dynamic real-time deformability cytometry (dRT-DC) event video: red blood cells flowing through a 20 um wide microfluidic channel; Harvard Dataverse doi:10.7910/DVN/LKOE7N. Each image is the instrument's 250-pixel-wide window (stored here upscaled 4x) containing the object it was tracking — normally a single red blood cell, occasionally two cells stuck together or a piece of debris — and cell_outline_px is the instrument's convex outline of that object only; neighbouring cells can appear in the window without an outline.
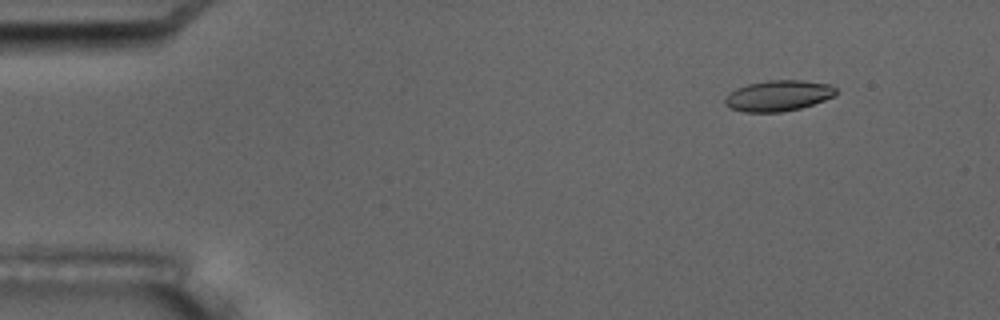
{"species": "common noctule bat (a hibernating species)", "species_latin": "Nyctalus noctula", "temperature_condition": "room temperature", "stored_images_in_passage": 3, "camera_frame_rate_fps": 3000, "um_per_image_px": 0.085, "animal": {"sex": "male", "body_mass_g": 17.5, "forearm_length_mm": 52.3}, "frame": {"image": 1, "passage_image": 1, "time_ms": 0.0, "image_size_px": [1000, 320], "cell_outline_px": [[836, 96], [800, 108], [780, 112], [744, 112], [732, 108], [724, 104], [724, 100], [736, 88], [748, 84], [768, 80], [804, 80], [832, 84], [836, 88]], "centroid_in_image_um": [66.2, 8.12], "position_along_channel_um": 18.8, "area_um2": 19.88}}